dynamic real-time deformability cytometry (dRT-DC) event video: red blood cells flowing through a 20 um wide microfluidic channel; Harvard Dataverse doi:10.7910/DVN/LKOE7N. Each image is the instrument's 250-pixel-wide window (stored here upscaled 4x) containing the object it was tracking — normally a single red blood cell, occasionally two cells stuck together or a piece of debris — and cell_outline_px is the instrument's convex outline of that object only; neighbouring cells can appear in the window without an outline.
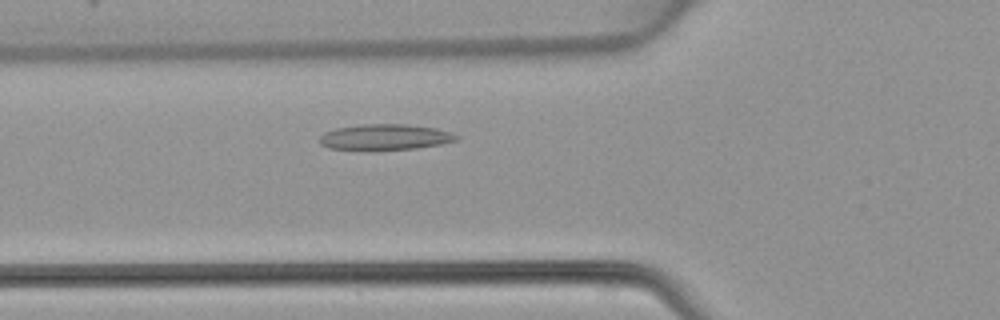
{"species": "common noctule bat (a hibernating species)", "species_latin": "Nyctalus noctula", "temperature_condition": "warm", "stored_images_in_passage": 33, "camera_frame_rate_fps": 3000, "um_per_image_px": 0.085, "animal": {"sex": "female", "body_mass_g": 22.7, "forearm_length_mm": 54.2}, "frame": {"image": 1, "passage_image": 7, "time_ms": 2.0, "image_size_px": [1000, 320], "cell_outline_px": [[460, 136], [456, 140], [440, 144], [416, 148], [376, 152], [328, 148], [320, 144], [320, 136], [324, 132], [336, 128], [360, 124], [408, 124], [436, 128], [452, 132]], "centroid_in_image_um": [32.7, 11.67], "position_along_channel_um": 93.1, "area_um2": 21.27}}
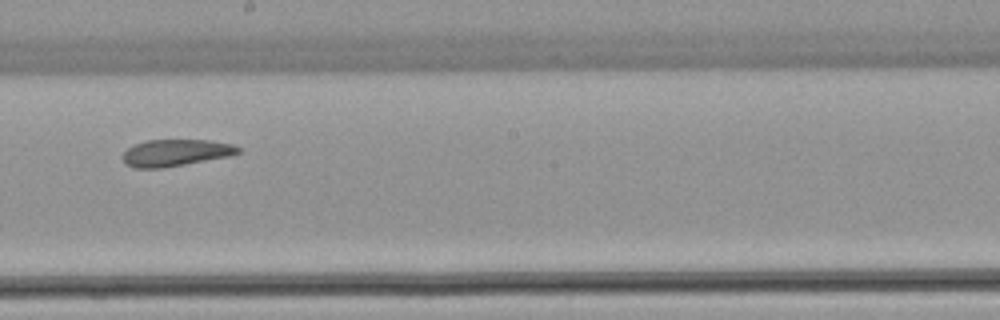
{"frame": {"image": 2, "passage_image": 17, "time_ms": 5.333, "image_size_px": [1000, 320], "cell_outline_px": [[240, 152], [228, 156], [184, 164], [160, 168], [132, 168], [124, 164], [124, 152], [128, 148], [136, 144], [148, 140], [208, 140], [232, 144], [240, 148]], "centroid_in_image_um": [14.91, 12.98], "position_along_channel_um": 233.3, "area_um2": 17.74}}
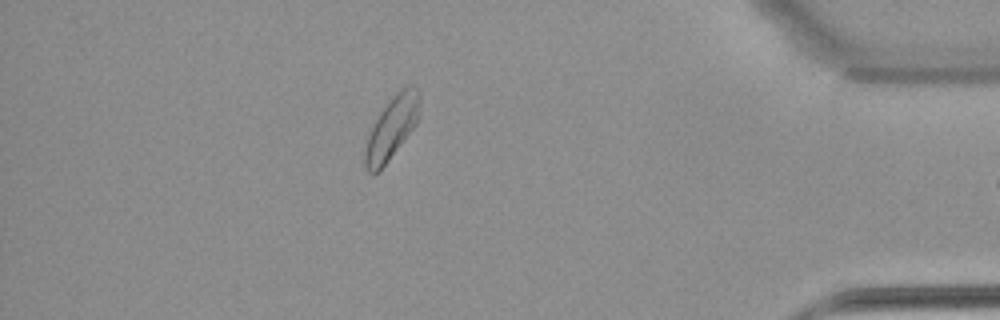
{"frame": {"image": 3, "passage_image": 32, "time_ms": 10.333, "image_size_px": [1000, 320], "cell_outline_px": [[420, 116], [416, 124], [380, 172], [368, 172], [364, 164], [364, 152], [368, 136], [380, 112], [388, 100], [400, 88], [408, 84], [416, 88], [420, 92]], "centroid_in_image_um": [33.32, 10.84], "position_along_channel_um": 401.9, "area_um2": 20.0}}